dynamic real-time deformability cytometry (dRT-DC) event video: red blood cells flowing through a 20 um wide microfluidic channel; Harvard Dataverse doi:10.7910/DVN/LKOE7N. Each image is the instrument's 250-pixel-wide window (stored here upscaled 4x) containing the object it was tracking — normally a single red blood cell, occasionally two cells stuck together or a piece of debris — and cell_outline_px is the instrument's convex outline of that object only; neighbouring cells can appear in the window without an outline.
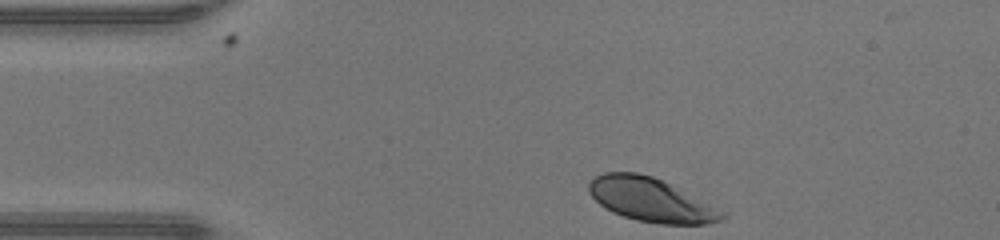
{"species": "human", "species_latin": "Homo sapiens", "temperature_condition": "warm", "stored_images_in_passage": 31, "camera_frame_rate_fps": 3000, "um_per_image_px": 0.085, "donor": {"sex": "male"}, "frame": {"image": 1, "passage_image": 1, "time_ms": 0.0, "image_size_px": [1000, 240], "cell_outline_px": [[728, 216], [720, 220], [708, 224], [660, 224], [636, 220], [612, 212], [600, 204], [588, 192], [588, 184], [596, 176], [604, 172], [636, 172], [652, 176], [664, 180], [728, 212]], "centroid_in_image_um": [55.38, 16.98], "position_along_channel_um": 29.6, "area_um2": 34.28}}
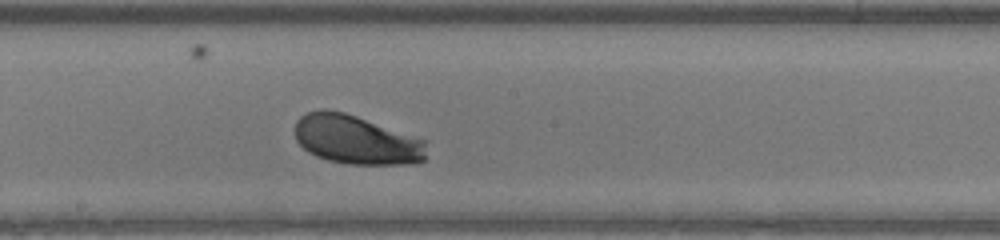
{"frame": {"image": 2, "passage_image": 18, "time_ms": 5.667, "image_size_px": [1000, 240], "cell_outline_px": [[428, 140], [424, 160], [408, 164], [348, 164], [328, 160], [316, 156], [308, 152], [296, 140], [296, 120], [300, 116], [308, 112], [320, 108], [324, 108], [344, 112]], "centroid_in_image_um": [30.29, 11.87], "position_along_channel_um": 217.9, "area_um2": 37.8}}
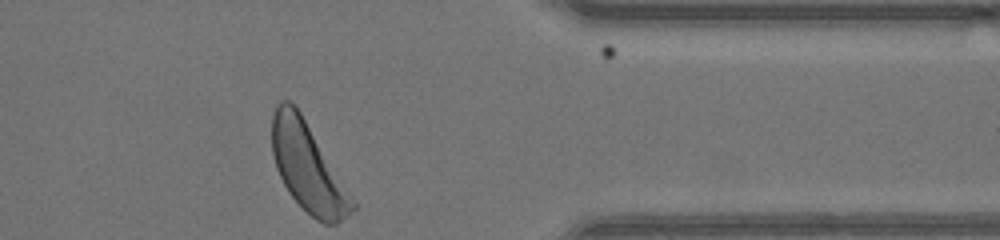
{"frame": {"image": 3, "passage_image": 31, "time_ms": 10.0, "image_size_px": [1000, 240], "cell_outline_px": [[356, 208], [336, 224], [324, 224], [316, 220], [288, 192], [276, 168], [272, 152], [272, 112], [276, 104], [280, 100], [288, 100], [300, 112], [356, 204]], "centroid_in_image_um": [26.13, 14.22], "position_along_channel_um": 385.3, "area_um2": 40.4}, "authors_computed_cell_mechanics": {"area_um2": 37.7434, "velocity_mm_per_s": 4.2896, "shape_relaxation_time_tau1_ms": 1.7038, "shape_relaxation_time_tau2_ms": null, "deformation_change_tau1": 0.1314, "deformation_change_tau2": null}}